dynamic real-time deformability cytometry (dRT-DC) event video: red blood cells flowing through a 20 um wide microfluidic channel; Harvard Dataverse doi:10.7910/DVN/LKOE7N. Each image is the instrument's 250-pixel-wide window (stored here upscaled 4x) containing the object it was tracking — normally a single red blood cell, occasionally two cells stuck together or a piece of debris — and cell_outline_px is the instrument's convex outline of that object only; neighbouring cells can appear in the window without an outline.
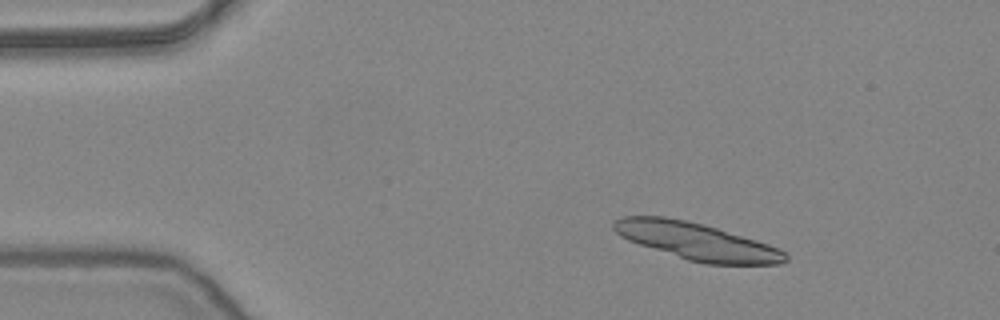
{"species": "common noctule bat (a hibernating species)", "species_latin": "Nyctalus noctula", "temperature_condition": "warm", "stored_images_in_passage": 53, "segment_of_instrument_passage": [1, 2], "camera_frame_rate_fps": 3000, "um_per_image_px": 0.085, "animal": {"sex": "female", "body_mass_g": 24.6, "forearm_length_mm": 56.2}, "frame": {"image": 1, "passage_image": 7, "time_ms": 2.0, "image_size_px": [1000, 320], "cell_outline_px": [[788, 260], [780, 264], [704, 264], [688, 260], [628, 240], [620, 236], [612, 228], [612, 220], [624, 216], [664, 216], [684, 220], [716, 228], [756, 240], [780, 248], [788, 256]], "centroid_in_image_um": [59.2, 20.51], "position_along_channel_um": 25.8, "area_um2": 36.82}}